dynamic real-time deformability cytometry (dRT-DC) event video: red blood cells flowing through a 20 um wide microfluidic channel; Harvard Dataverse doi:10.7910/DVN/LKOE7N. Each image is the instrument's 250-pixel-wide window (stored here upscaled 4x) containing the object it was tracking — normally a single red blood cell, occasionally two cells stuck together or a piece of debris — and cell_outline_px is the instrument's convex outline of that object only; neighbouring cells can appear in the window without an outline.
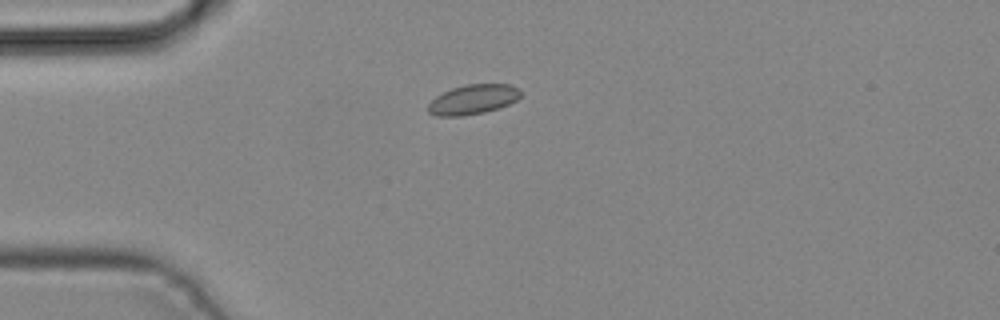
{"species": "common noctule bat (a hibernating species)", "species_latin": "Nyctalus noctula", "temperature_condition": "cold", "stored_images_in_passage": 5, "camera_frame_rate_fps": 3000, "um_per_image_px": 0.085, "animal": {"sex": "male", "body_mass_g": 19.2, "forearm_length_mm": 51.8}, "frame": {"image": 1, "passage_image": 4, "time_ms": 1.0, "image_size_px": [1000, 320], "cell_outline_px": [[520, 96], [516, 100], [508, 104], [484, 112], [460, 116], [436, 116], [428, 112], [428, 104], [436, 96], [452, 88], [468, 84], [508, 84], [520, 88]], "centroid_in_image_um": [40.19, 8.45], "position_along_channel_um": 44.8, "area_um2": 15.84}}
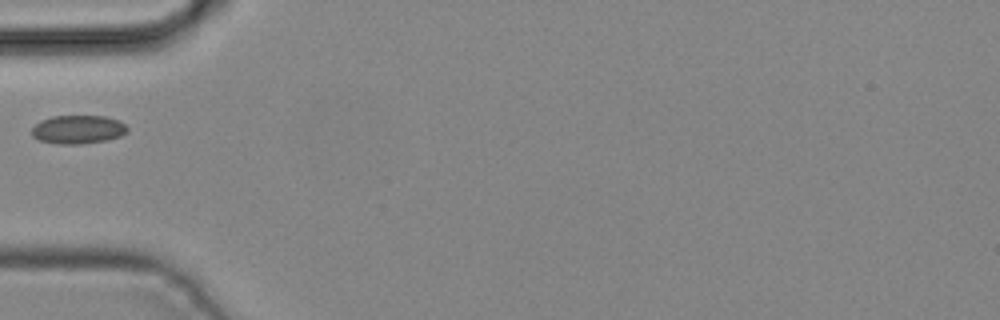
{"frame": {"image": 2, "passage_image": 5, "time_ms": 1.333, "image_size_px": [1000, 320], "cell_outline_px": [[128, 132], [120, 136], [104, 140], [80, 144], [60, 144], [40, 140], [32, 136], [32, 128], [40, 120], [52, 116], [104, 116], [120, 120], [128, 128]], "centroid_in_image_um": [6.64, 10.99], "position_along_channel_um": 78.4, "area_um2": 15.84}}